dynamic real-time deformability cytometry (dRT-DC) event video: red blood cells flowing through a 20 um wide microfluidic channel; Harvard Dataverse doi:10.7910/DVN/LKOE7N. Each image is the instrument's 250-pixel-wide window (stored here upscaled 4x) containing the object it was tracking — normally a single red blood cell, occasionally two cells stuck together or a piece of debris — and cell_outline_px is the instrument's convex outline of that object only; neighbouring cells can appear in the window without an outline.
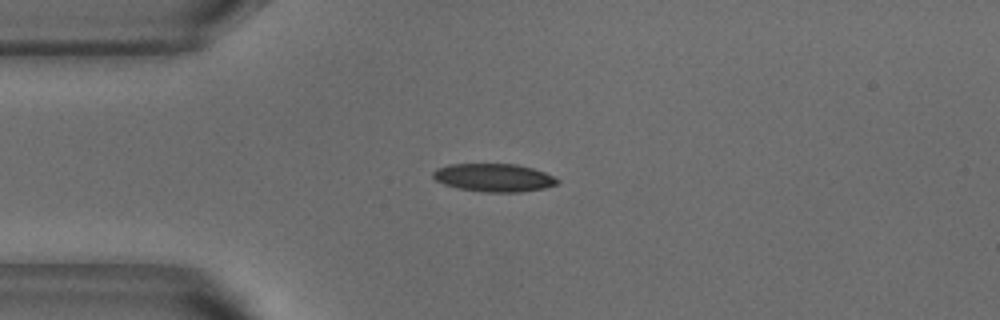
{"species": "common noctule bat (a hibernating species)", "species_latin": "Nyctalus noctula", "temperature_condition": "warm", "stored_images_in_passage": 46, "camera_frame_rate_fps": 3000, "um_per_image_px": 0.085, "animal": {"sex": "male", "body_mass_g": 18.8}, "frame": {"image": 1, "passage_image": 10, "time_ms": 3.0, "image_size_px": [1000, 320], "cell_outline_px": [[560, 180], [556, 184], [544, 188], [520, 192], [484, 192], [456, 188], [444, 184], [436, 180], [432, 176], [432, 172], [436, 168], [448, 164], [516, 164], [532, 168], [544, 172]], "centroid_in_image_um": [41.94, 15.1], "position_along_channel_um": 43.1, "area_um2": 20.35}}
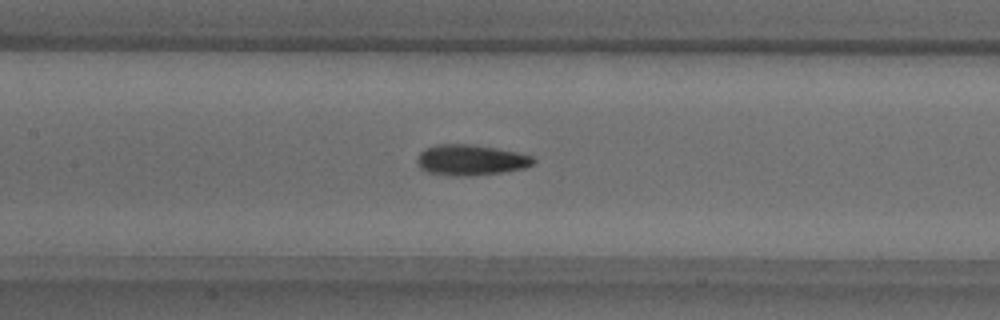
{"frame": {"image": 2, "passage_image": 21, "time_ms": 6.667, "image_size_px": [1000, 320], "cell_outline_px": [[536, 164], [524, 168], [500, 172], [468, 176], [460, 176], [428, 172], [420, 168], [416, 160], [420, 152], [424, 148], [436, 144], [472, 144], [496, 148], [516, 152], [532, 156], [536, 160]], "centroid_in_image_um": [40.01, 13.59], "position_along_channel_um": 167.4, "area_um2": 20.75}}
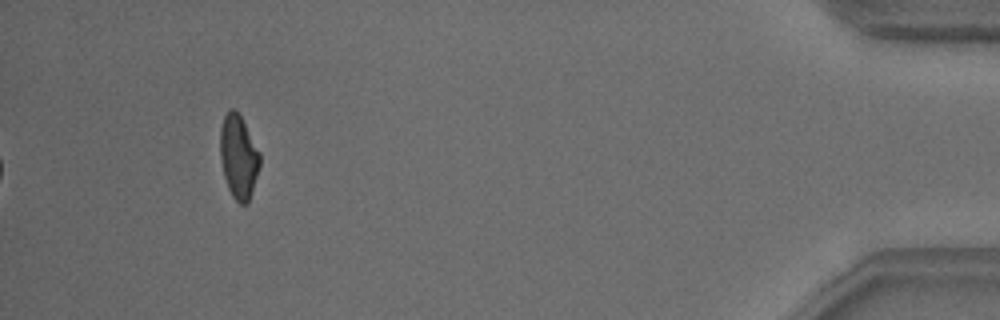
{"frame": {"image": 3, "passage_image": 46, "time_ms": 15.0, "image_size_px": [1000, 320], "cell_outline_px": [[260, 164], [248, 204], [240, 204], [232, 196], [228, 188], [224, 176], [220, 160], [220, 128], [224, 116], [232, 108], [240, 116], [260, 152]], "centroid_in_image_um": [20.27, 13.36], "position_along_channel_um": 414.9, "area_um2": 19.13}, "authors_computed_cell_mechanics": {"area_um2": 19.9121, "velocity_mm_per_s": 3.8175, "shape_relaxation_time_tau1_ms": 6.7958, "shape_relaxation_time_tau2_ms": 2.2568, "deformation_change_tau1": 0.2039, "deformation_change_tau2": 0.0941}}